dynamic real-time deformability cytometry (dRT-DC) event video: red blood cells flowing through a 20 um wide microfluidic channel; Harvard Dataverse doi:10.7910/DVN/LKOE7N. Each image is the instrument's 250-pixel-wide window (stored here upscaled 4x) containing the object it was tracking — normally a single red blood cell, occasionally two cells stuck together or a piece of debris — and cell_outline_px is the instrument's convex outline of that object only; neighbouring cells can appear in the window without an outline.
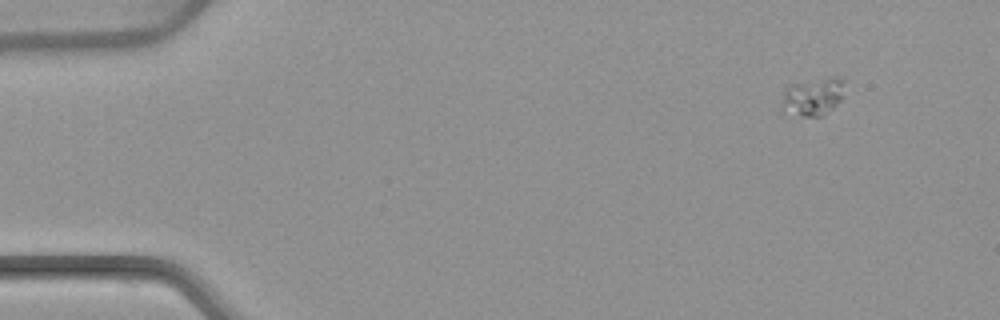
{"species": "common noctule bat (a hibernating species)", "species_latin": "Nyctalus noctula", "temperature_condition": "warm", "stored_images_in_passage": 4, "camera_frame_rate_fps": 3000, "um_per_image_px": 0.085, "animal": {"sex": "female", "body_mass_g": 22.7, "forearm_length_mm": 54.2}, "frame": {"image": 1, "passage_image": 1, "time_ms": 0.0, "image_size_px": [1000, 320], "cell_outline_px": [[840, 100], [824, 116], [804, 116], [784, 112], [780, 108], [784, 92], [792, 84], [832, 76], [836, 76], [840, 80]], "centroid_in_image_um": [69.02, 8.25], "position_along_channel_um": 16.0, "area_um2": 13.35}}
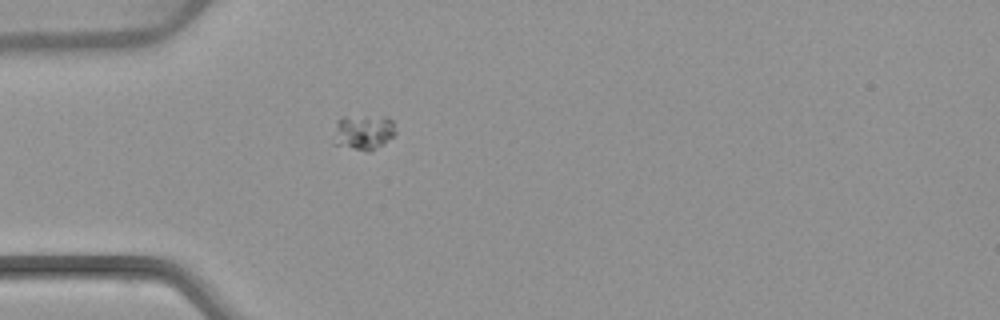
{"frame": {"image": 2, "passage_image": 4, "time_ms": 3.667, "image_size_px": [1000, 320], "cell_outline_px": [[396, 132], [384, 144], [368, 152], [332, 144], [336, 120], [344, 116], [388, 116], [392, 120]], "centroid_in_image_um": [30.86, 11.22], "position_along_channel_um": 54.1, "area_um2": 13.01}}